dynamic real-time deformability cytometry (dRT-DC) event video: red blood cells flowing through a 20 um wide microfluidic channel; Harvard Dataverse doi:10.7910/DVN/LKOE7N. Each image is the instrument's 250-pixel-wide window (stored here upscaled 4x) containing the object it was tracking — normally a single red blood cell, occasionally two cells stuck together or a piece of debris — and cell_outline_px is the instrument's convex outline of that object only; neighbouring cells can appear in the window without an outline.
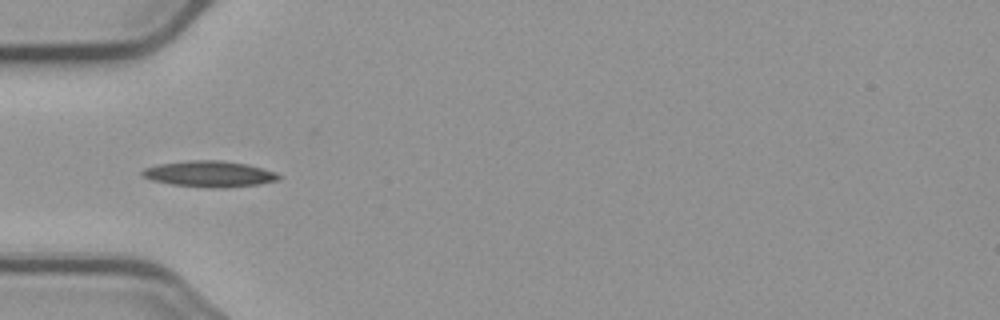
{"species": "common noctule bat (a hibernating species)", "species_latin": "Nyctalus noctula", "temperature_condition": "cold", "stored_images_in_passage": 7, "camera_frame_rate_fps": 3000, "um_per_image_px": 0.085, "animal": {"sex": "male", "body_mass_g": 23.1, "forearm_length_mm": 52.7}, "frame": {"image": 1, "passage_image": 6, "time_ms": 6.0, "image_size_px": [1000, 320], "cell_outline_px": [[280, 176], [276, 180], [260, 184], [228, 188], [204, 188], [172, 184], [152, 180], [140, 176], [140, 172], [144, 168], [160, 164], [188, 160], [220, 160], [248, 164], [276, 172]], "centroid_in_image_um": [17.78, 14.79], "position_along_channel_um": 67.2, "area_um2": 20.87}}
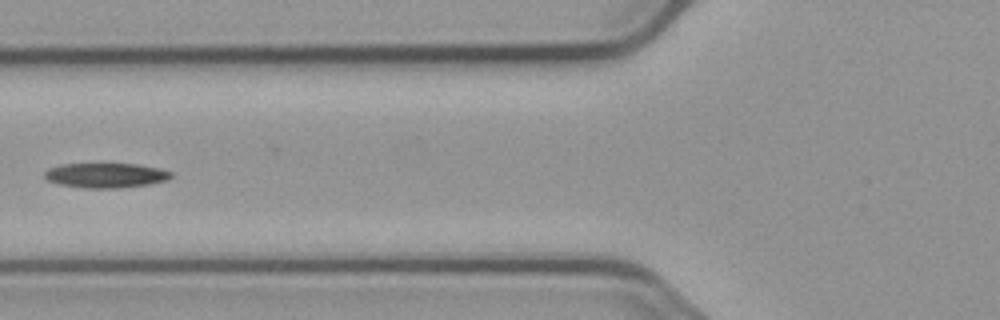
{"frame": {"image": 2, "passage_image": 7, "time_ms": 7.333, "image_size_px": [1000, 320], "cell_outline_px": [[172, 176], [168, 180], [148, 184], [116, 188], [84, 188], [60, 184], [48, 180], [44, 176], [44, 172], [48, 168], [60, 164], [136, 164], [160, 168], [172, 172]], "centroid_in_image_um": [8.99, 14.9], "position_along_channel_um": 116.8, "area_um2": 18.21}}